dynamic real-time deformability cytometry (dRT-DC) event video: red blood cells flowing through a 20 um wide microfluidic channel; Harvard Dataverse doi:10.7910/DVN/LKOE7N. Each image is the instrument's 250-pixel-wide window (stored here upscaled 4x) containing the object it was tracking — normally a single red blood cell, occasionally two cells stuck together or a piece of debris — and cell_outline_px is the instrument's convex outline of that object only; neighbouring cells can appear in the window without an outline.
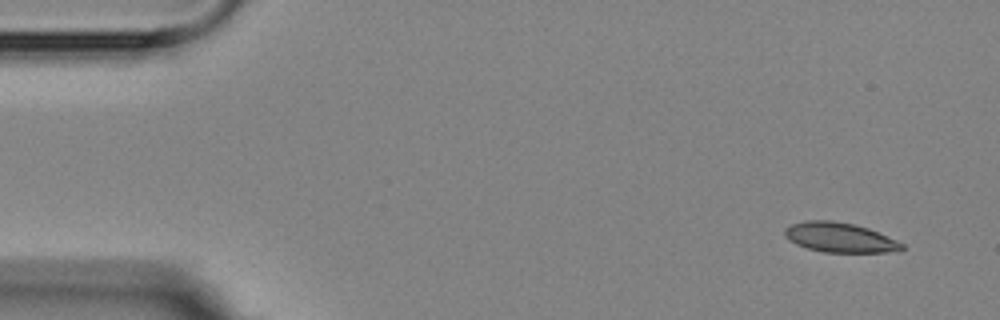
{"species": "Egyptian fruit bat (a non-hibernating species)", "species_latin": "Rousettus aegyptiacus", "temperature_condition": "room temperature", "stored_images_in_passage": 5, "camera_frame_rate_fps": 3000, "um_per_image_px": 0.085, "animal": {"sex": "female"}, "frame": {"image": 1, "passage_image": 1, "time_ms": 0.0, "image_size_px": [1000, 320], "cell_outline_px": [[904, 248], [900, 252], [824, 252], [808, 248], [796, 244], [788, 240], [784, 236], [784, 228], [792, 224], [804, 220], [832, 220], [852, 224], [868, 228], [896, 240], [904, 244]], "centroid_in_image_um": [71.37, 20.18], "position_along_channel_um": 13.6, "area_um2": 20.35}}
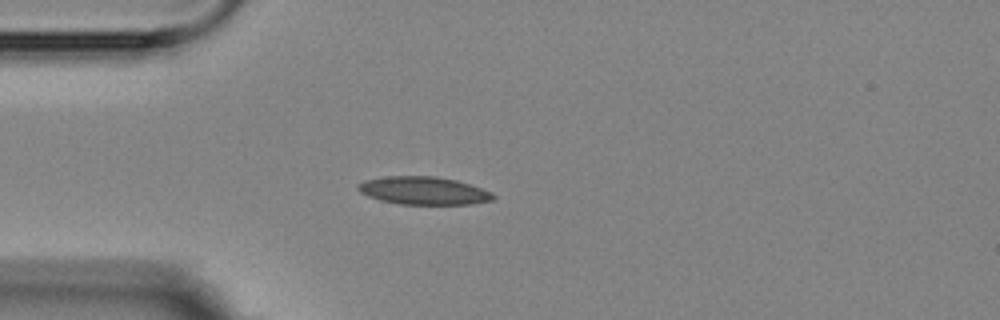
{"frame": {"image": 2, "passage_image": 4, "time_ms": 3.667, "image_size_px": [1000, 320], "cell_outline_px": [[496, 196], [492, 200], [468, 204], [400, 204], [380, 200], [368, 196], [360, 192], [356, 188], [356, 184], [364, 180], [388, 176], [436, 176], [456, 180], [492, 192]], "centroid_in_image_um": [35.96, 16.2], "position_along_channel_um": 49.0, "area_um2": 21.91}}